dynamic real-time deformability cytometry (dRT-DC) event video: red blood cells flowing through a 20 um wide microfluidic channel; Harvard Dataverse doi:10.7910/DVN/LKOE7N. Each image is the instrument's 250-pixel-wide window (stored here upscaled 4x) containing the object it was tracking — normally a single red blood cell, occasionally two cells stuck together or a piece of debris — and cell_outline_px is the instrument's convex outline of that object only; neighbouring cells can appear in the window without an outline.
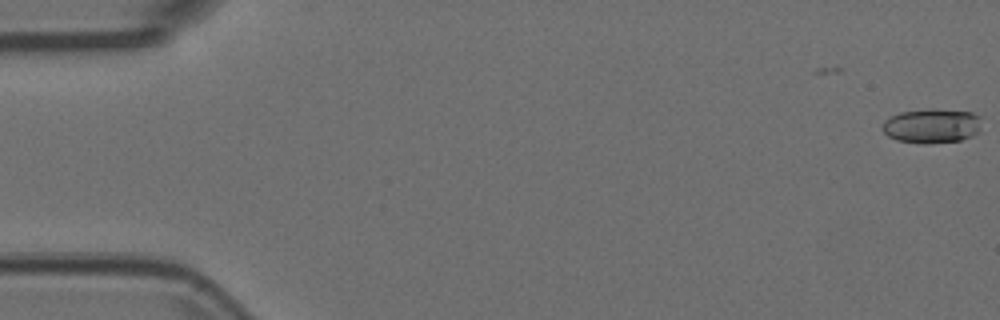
{"species": "Egyptian fruit bat (a non-hibernating species)", "species_latin": "Rousettus aegyptiacus", "temperature_condition": "room temperature", "stored_images_in_passage": 4, "camera_frame_rate_fps": 3000, "um_per_image_px": 0.085, "animal": {"sex": "female"}, "frame": {"image": 1, "passage_image": 1, "time_ms": 0.0, "image_size_px": [1000, 320], "cell_outline_px": [[980, 132], [972, 136], [960, 140], [928, 144], [924, 144], [896, 140], [888, 136], [880, 128], [884, 120], [888, 116], [900, 112], [932, 108], [972, 112], [980, 116]], "centroid_in_image_um": [79.18, 10.69], "position_along_channel_um": 5.8, "area_um2": 20.35}}